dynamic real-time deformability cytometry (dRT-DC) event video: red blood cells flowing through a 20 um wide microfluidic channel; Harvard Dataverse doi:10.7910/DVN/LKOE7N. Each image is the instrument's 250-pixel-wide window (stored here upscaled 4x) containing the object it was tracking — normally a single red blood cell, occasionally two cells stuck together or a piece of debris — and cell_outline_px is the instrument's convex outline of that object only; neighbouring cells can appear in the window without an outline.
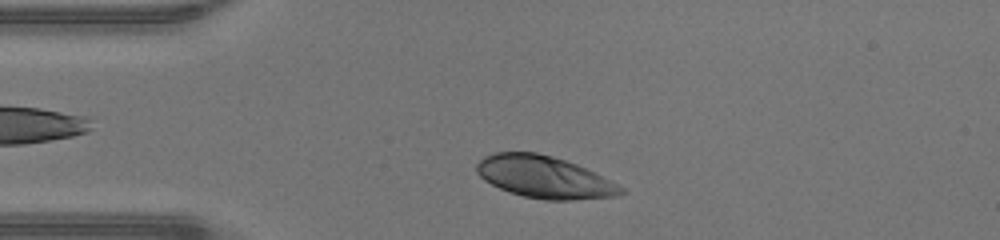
{"species": "human", "species_latin": "Homo sapiens", "temperature_condition": "warm", "stored_images_in_passage": 33, "camera_frame_rate_fps": 3000, "um_per_image_px": 0.085, "donor": {"sex": "male"}, "frame": {"image": 1, "passage_image": 3, "time_ms": 0.667, "image_size_px": [1000, 240], "cell_outline_px": [[628, 192], [616, 196], [572, 200], [544, 200], [524, 196], [508, 192], [484, 180], [476, 172], [476, 164], [484, 156], [496, 152], [536, 152], [552, 156], [576, 164], [624, 188]], "centroid_in_image_um": [46.23, 15.06], "position_along_channel_um": 38.8, "area_um2": 35.08}}
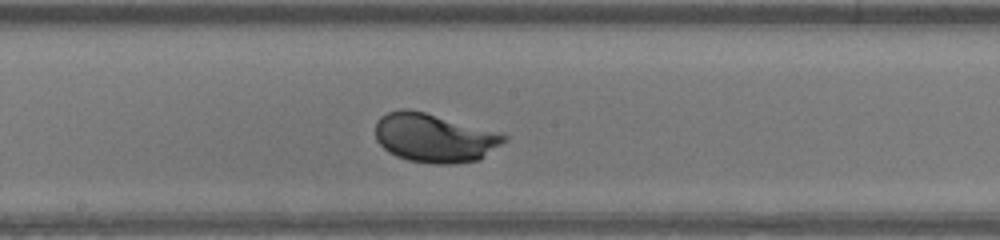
{"frame": {"image": 2, "passage_image": 17, "time_ms": 5.333, "image_size_px": [1000, 240], "cell_outline_px": [[508, 140], [480, 160], [456, 164], [436, 164], [408, 160], [396, 156], [388, 152], [376, 140], [376, 120], [380, 116], [388, 112], [400, 108], [408, 108], [424, 112], [496, 132], [508, 136]], "centroid_in_image_um": [36.9, 11.73], "position_along_channel_um": 211.3, "area_um2": 36.59}}
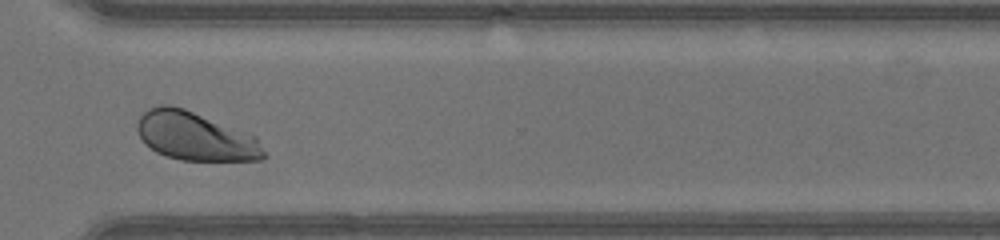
{"frame": {"image": 3, "passage_image": 27, "time_ms": 8.667, "image_size_px": [1000, 240], "cell_outline_px": [[268, 156], [260, 160], [180, 160], [156, 152], [144, 144], [136, 128], [136, 124], [140, 116], [148, 108], [160, 104], [168, 104], [184, 108], [256, 136], [268, 152]], "centroid_in_image_um": [16.62, 11.58], "position_along_channel_um": 354.0, "area_um2": 36.01}, "authors_computed_cell_mechanics": {"area_um2": 35.547, "velocity_mm_per_s": 4.293, "shape_relaxation_time_tau1_ms": 1.7932, "shape_relaxation_time_tau2_ms": null, "deformation_change_tau1": 0.1511, "deformation_change_tau2": null}}